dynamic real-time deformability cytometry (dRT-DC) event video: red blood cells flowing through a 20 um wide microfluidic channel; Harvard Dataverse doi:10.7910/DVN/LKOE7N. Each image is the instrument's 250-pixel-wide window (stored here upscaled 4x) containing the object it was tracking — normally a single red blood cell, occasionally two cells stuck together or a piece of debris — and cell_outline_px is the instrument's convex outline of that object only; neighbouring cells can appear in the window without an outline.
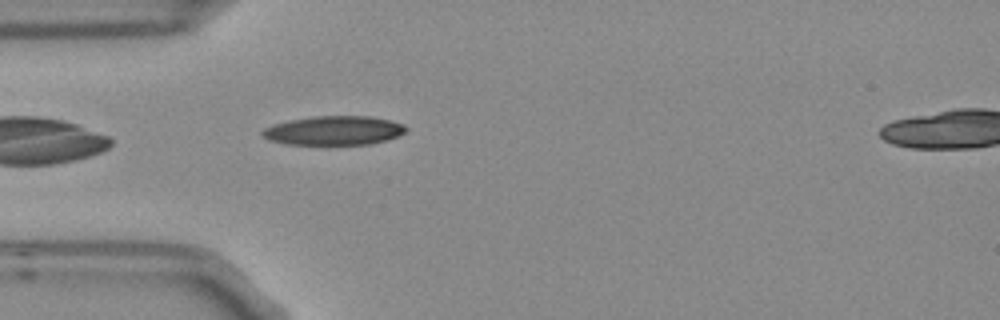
{"species": "Egyptian fruit bat (a non-hibernating species)", "species_latin": "Rousettus aegyptiacus", "temperature_condition": "room temperature", "stored_images_in_passage": 1, "camera_frame_rate_fps": 3000, "um_per_image_px": 0.085, "frame": {"image": 1, "passage_image": 1, "time_ms": 0.0, "image_size_px": [1000, 320], "cell_outline_px": [[408, 128], [404, 132], [388, 140], [368, 144], [288, 144], [268, 140], [260, 132], [264, 128], [272, 124], [288, 120], [312, 116], [372, 116], [404, 124]], "centroid_in_image_um": [28.36, 11.08], "position_along_channel_um": 56.6, "area_um2": 24.33}}